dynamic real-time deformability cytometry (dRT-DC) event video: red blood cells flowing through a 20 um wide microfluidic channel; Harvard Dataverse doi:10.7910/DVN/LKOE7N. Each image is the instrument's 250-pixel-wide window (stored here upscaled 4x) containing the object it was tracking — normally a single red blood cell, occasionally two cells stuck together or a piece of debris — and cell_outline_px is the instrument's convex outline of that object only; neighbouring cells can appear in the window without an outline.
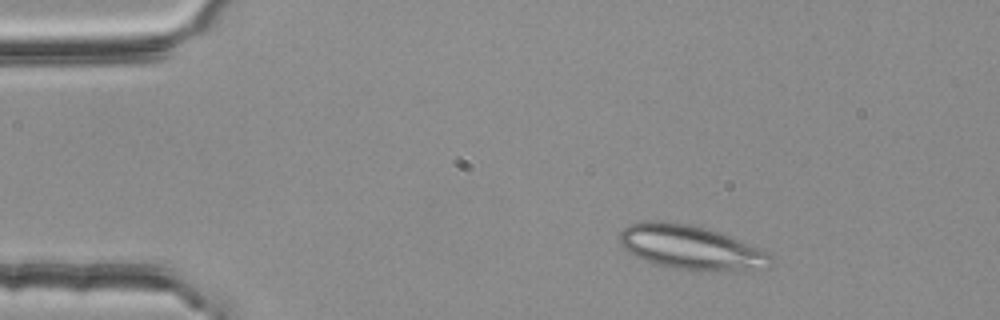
{"species": "common noctule bat (a hibernating species)", "species_latin": "Nyctalus noctula", "temperature_condition": "room temperature", "stored_images_in_passage": 3, "camera_frame_rate_fps": 3000, "um_per_image_px": 0.085, "animal": {"sex": "female", "body_mass_g": 25.1}, "frame": {"image": 1, "passage_image": 2, "time_ms": 0.333, "image_size_px": [1000, 320], "cell_outline_px": [[772, 264], [768, 268], [700, 272], [672, 268], [652, 264], [628, 252], [620, 244], [620, 232], [628, 224], [644, 220], [664, 220], [692, 224], [708, 228], [768, 252], [772, 256]], "centroid_in_image_um": [58.68, 21.03], "position_along_channel_um": 26.3, "area_um2": 39.42}}